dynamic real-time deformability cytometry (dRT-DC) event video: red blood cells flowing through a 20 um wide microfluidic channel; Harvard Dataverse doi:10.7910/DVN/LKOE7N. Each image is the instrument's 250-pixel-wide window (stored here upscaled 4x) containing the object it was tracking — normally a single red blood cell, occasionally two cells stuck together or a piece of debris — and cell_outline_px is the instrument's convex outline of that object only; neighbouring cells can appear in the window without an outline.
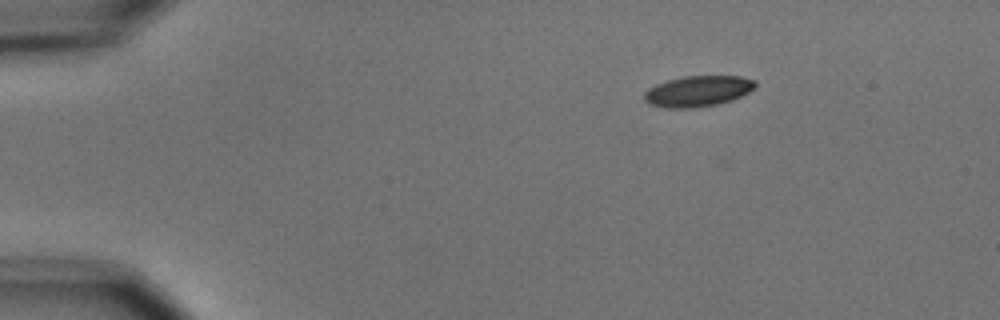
{"species": "common noctule bat (a hibernating species)", "species_latin": "Nyctalus noctula", "temperature_condition": "cold", "stored_images_in_passage": 3, "camera_frame_rate_fps": 3000, "um_per_image_px": 0.085, "animal": {"sex": "male", "body_mass_g": 15.6}, "frame": {"image": 1, "passage_image": 3, "time_ms": 2.333, "image_size_px": [1000, 320], "cell_outline_px": [[756, 88], [732, 100], [716, 104], [692, 108], [664, 108], [648, 104], [644, 100], [644, 92], [648, 88], [656, 84], [668, 80], [684, 76], [740, 76], [756, 80]], "centroid_in_image_um": [59.3, 7.75], "position_along_channel_um": 25.7, "area_um2": 20.06}}